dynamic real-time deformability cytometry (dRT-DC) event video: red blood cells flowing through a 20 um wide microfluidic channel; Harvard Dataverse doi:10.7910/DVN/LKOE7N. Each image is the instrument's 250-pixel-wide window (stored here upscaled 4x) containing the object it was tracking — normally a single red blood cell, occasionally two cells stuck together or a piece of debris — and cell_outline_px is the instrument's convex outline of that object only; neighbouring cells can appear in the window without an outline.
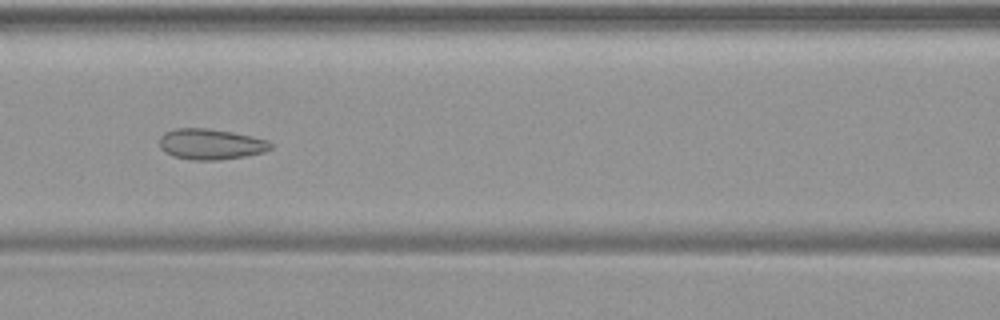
{"species": "common noctule bat (a hibernating species)", "species_latin": "Nyctalus noctula", "temperature_condition": "warm", "stored_images_in_passage": 49, "camera_frame_rate_fps": 3000, "um_per_image_px": 0.085, "animal": {"sex": "female", "body_mass_g": 19.9}, "frame": {"image": 1, "passage_image": 22, "time_ms": 7.0, "image_size_px": [1000, 320], "cell_outline_px": [[272, 148], [264, 152], [244, 156], [216, 160], [192, 160], [172, 156], [164, 152], [160, 148], [160, 136], [164, 132], [176, 128], [208, 128], [232, 132], [252, 136], [268, 140], [272, 144]], "centroid_in_image_um": [17.89, 12.25], "position_along_channel_um": 148.7, "area_um2": 20.0}}
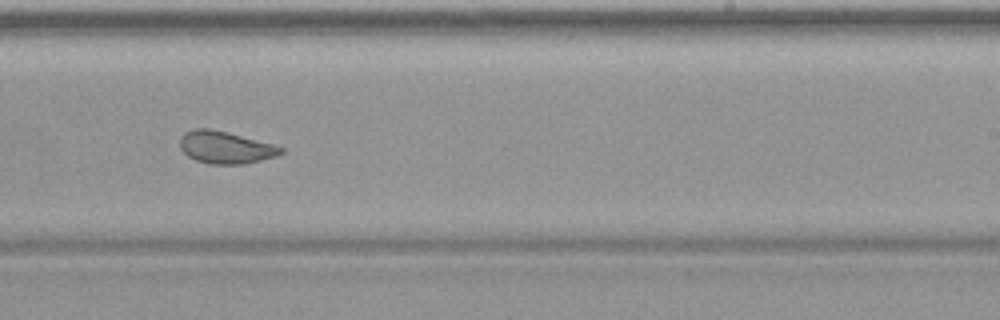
{"frame": {"image": 2, "passage_image": 31, "time_ms": 10.0, "image_size_px": [1000, 320], "cell_outline_px": [[284, 152], [276, 156], [244, 164], [208, 164], [196, 160], [188, 156], [180, 148], [180, 136], [184, 132], [196, 128], [208, 128], [228, 132], [272, 144], [284, 148]], "centroid_in_image_um": [19.14, 12.53], "position_along_channel_um": 269.9, "area_um2": 18.96}}
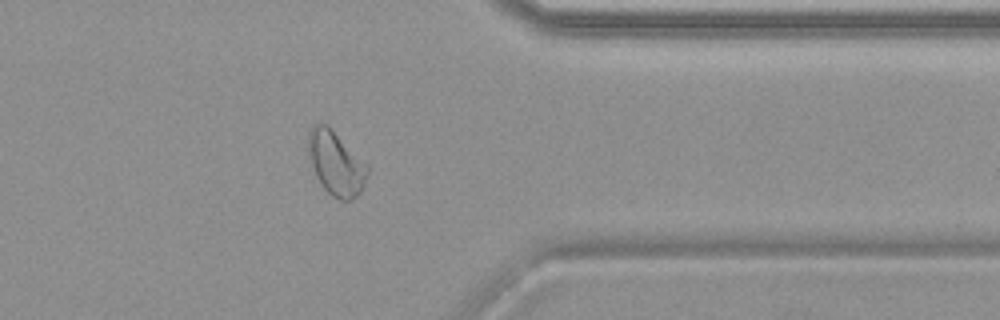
{"frame": {"image": 3, "passage_image": 40, "time_ms": 13.0, "image_size_px": [1000, 320], "cell_outline_px": [[368, 172], [364, 184], [360, 192], [352, 200], [340, 200], [332, 196], [324, 188], [316, 176], [312, 164], [308, 148], [308, 132], [312, 124], [328, 124], [368, 168]], "centroid_in_image_um": [28.52, 13.88], "position_along_channel_um": 382.9, "area_um2": 21.5}}